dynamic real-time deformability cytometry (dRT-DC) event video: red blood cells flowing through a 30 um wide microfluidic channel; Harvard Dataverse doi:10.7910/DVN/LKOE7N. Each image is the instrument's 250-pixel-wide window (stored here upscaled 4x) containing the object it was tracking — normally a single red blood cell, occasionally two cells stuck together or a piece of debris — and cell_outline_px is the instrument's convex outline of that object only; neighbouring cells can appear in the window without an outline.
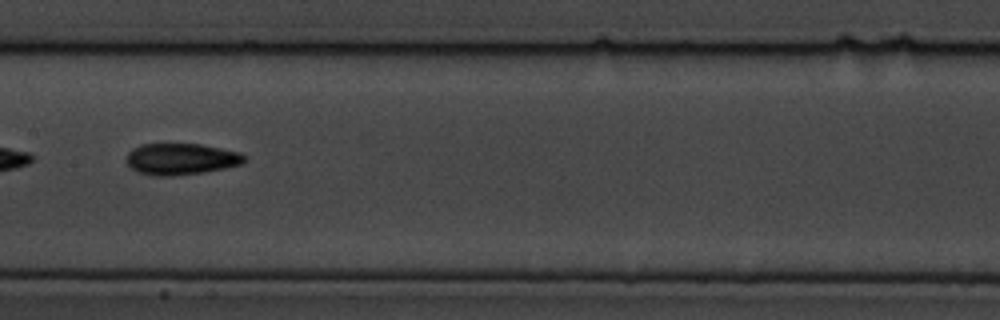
{"species": "common noctule bat (a hibernating species)", "species_latin": "Nyctalus noctula", "temperature_condition": "cold", "stored_images_in_passage": 11, "camera_frame_rate_fps": 3000, "um_per_image_px": 0.085, "animal": {"sex": "male", "body_mass_g": 19.5, "forearm_length_mm": 54.6}, "frame": {"image": 1, "passage_image": 8, "time_ms": 9.333, "image_size_px": [1000, 320], "cell_outline_px": [[244, 160], [240, 164], [224, 168], [200, 172], [172, 176], [156, 176], [136, 172], [128, 164], [128, 152], [132, 148], [140, 144], [200, 144], [240, 152], [244, 156]], "centroid_in_image_um": [15.35, 13.51], "position_along_channel_um": 192.1, "area_um2": 21.33}}
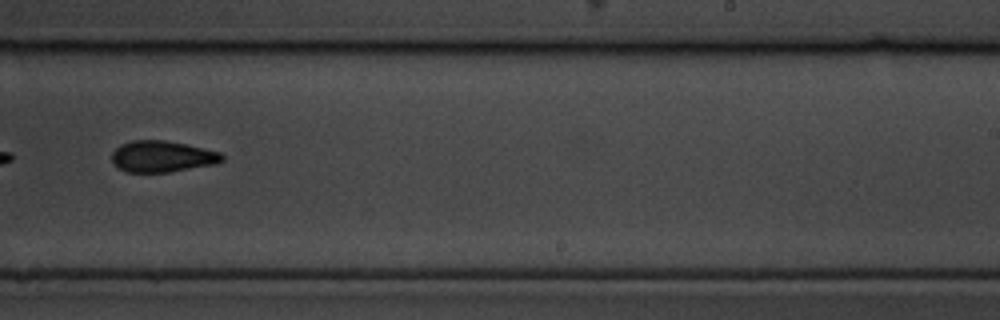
{"frame": {"image": 2, "passage_image": 10, "time_ms": 11.667, "image_size_px": [1000, 320], "cell_outline_px": [[224, 160], [216, 164], [168, 172], [128, 172], [112, 164], [112, 152], [120, 144], [132, 140], [164, 140], [184, 144], [220, 152], [224, 156]], "centroid_in_image_um": [13.77, 13.3], "position_along_channel_um": 275.2, "area_um2": 20.06}}
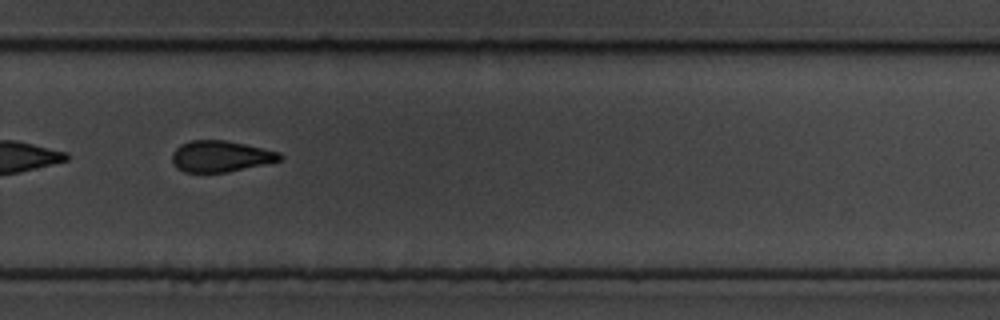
{"frame": {"image": 3, "passage_image": 11, "time_ms": 12.667, "image_size_px": [1000, 320], "cell_outline_px": [[284, 156], [280, 160], [264, 164], [228, 172], [184, 172], [176, 168], [172, 160], [172, 152], [180, 144], [192, 140], [224, 140], [244, 144], [280, 152]], "centroid_in_image_um": [18.73, 13.28], "position_along_channel_um": 311.1, "area_um2": 19.54}}